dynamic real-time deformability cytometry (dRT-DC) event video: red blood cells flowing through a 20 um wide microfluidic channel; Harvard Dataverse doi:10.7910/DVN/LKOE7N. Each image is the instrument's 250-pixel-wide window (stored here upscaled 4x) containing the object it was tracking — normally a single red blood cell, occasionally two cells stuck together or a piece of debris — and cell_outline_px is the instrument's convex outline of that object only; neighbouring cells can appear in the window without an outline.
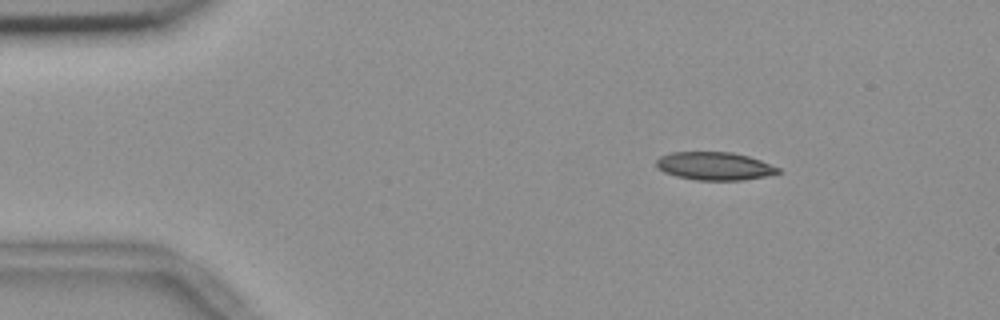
{"species": "common noctule bat (a hibernating species)", "species_latin": "Nyctalus noctula", "temperature_condition": "room temperature", "stored_images_in_passage": 3, "camera_frame_rate_fps": 3000, "um_per_image_px": 0.085, "animal": {"sex": "female", "body_mass_g": 18.4}, "frame": {"image": 1, "passage_image": 1, "time_ms": 0.0, "image_size_px": [1000, 320], "cell_outline_px": [[780, 172], [764, 176], [740, 180], [696, 180], [676, 176], [664, 172], [656, 168], [656, 160], [660, 156], [672, 152], [732, 152], [748, 156], [760, 160], [780, 168]], "centroid_in_image_um": [60.69, 14.11], "position_along_channel_um": 24.3, "area_um2": 19.83}}
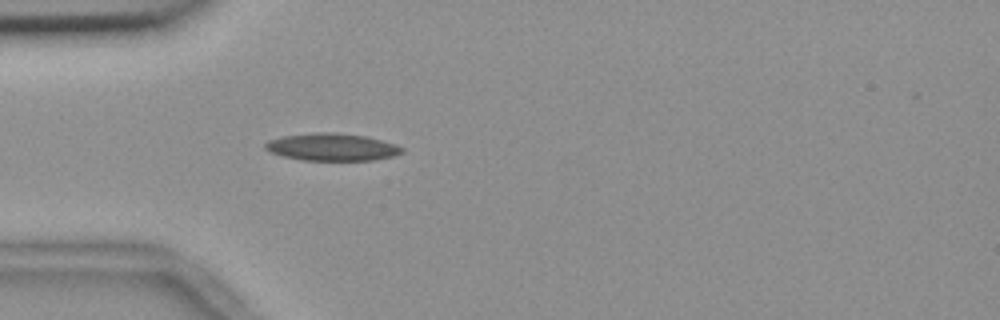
{"frame": {"image": 2, "passage_image": 3, "time_ms": 0.667, "image_size_px": [1000, 320], "cell_outline_px": [[404, 152], [392, 156], [372, 160], [304, 160], [284, 156], [272, 152], [264, 148], [264, 144], [268, 140], [280, 136], [316, 132], [332, 132], [364, 136], [396, 144], [404, 148]], "centroid_in_image_um": [28.2, 12.49], "position_along_channel_um": 56.8, "area_um2": 21.68}}